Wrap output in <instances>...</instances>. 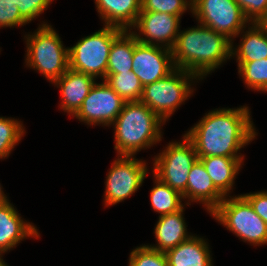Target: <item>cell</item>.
Listing matches in <instances>:
<instances>
[{
	"instance_id": "obj_3",
	"label": "cell",
	"mask_w": 267,
	"mask_h": 266,
	"mask_svg": "<svg viewBox=\"0 0 267 266\" xmlns=\"http://www.w3.org/2000/svg\"><path fill=\"white\" fill-rule=\"evenodd\" d=\"M166 123L140 101L125 102L110 125L114 129L116 156H136L162 141Z\"/></svg>"
},
{
	"instance_id": "obj_31",
	"label": "cell",
	"mask_w": 267,
	"mask_h": 266,
	"mask_svg": "<svg viewBox=\"0 0 267 266\" xmlns=\"http://www.w3.org/2000/svg\"><path fill=\"white\" fill-rule=\"evenodd\" d=\"M250 23H267V0H235Z\"/></svg>"
},
{
	"instance_id": "obj_9",
	"label": "cell",
	"mask_w": 267,
	"mask_h": 266,
	"mask_svg": "<svg viewBox=\"0 0 267 266\" xmlns=\"http://www.w3.org/2000/svg\"><path fill=\"white\" fill-rule=\"evenodd\" d=\"M117 157V158H116ZM105 179L103 204L116 205L137 193L150 172L147 160L136 156H116Z\"/></svg>"
},
{
	"instance_id": "obj_5",
	"label": "cell",
	"mask_w": 267,
	"mask_h": 266,
	"mask_svg": "<svg viewBox=\"0 0 267 266\" xmlns=\"http://www.w3.org/2000/svg\"><path fill=\"white\" fill-rule=\"evenodd\" d=\"M199 79L189 71L175 68L169 75L143 86L140 102L165 123L196 91ZM195 84V85H194Z\"/></svg>"
},
{
	"instance_id": "obj_19",
	"label": "cell",
	"mask_w": 267,
	"mask_h": 266,
	"mask_svg": "<svg viewBox=\"0 0 267 266\" xmlns=\"http://www.w3.org/2000/svg\"><path fill=\"white\" fill-rule=\"evenodd\" d=\"M208 238L192 235L165 252L168 266H214Z\"/></svg>"
},
{
	"instance_id": "obj_23",
	"label": "cell",
	"mask_w": 267,
	"mask_h": 266,
	"mask_svg": "<svg viewBox=\"0 0 267 266\" xmlns=\"http://www.w3.org/2000/svg\"><path fill=\"white\" fill-rule=\"evenodd\" d=\"M152 178L154 187L150 190V205L159 216L177 212L186 205L181 193L162 183L154 175Z\"/></svg>"
},
{
	"instance_id": "obj_11",
	"label": "cell",
	"mask_w": 267,
	"mask_h": 266,
	"mask_svg": "<svg viewBox=\"0 0 267 266\" xmlns=\"http://www.w3.org/2000/svg\"><path fill=\"white\" fill-rule=\"evenodd\" d=\"M124 99L104 80L96 81L80 109L72 117L90 126L110 127L122 111Z\"/></svg>"
},
{
	"instance_id": "obj_8",
	"label": "cell",
	"mask_w": 267,
	"mask_h": 266,
	"mask_svg": "<svg viewBox=\"0 0 267 266\" xmlns=\"http://www.w3.org/2000/svg\"><path fill=\"white\" fill-rule=\"evenodd\" d=\"M182 140H172L152 158L151 174L162 183L183 195L186 203V188L190 169L199 159L193 143L182 135Z\"/></svg>"
},
{
	"instance_id": "obj_1",
	"label": "cell",
	"mask_w": 267,
	"mask_h": 266,
	"mask_svg": "<svg viewBox=\"0 0 267 266\" xmlns=\"http://www.w3.org/2000/svg\"><path fill=\"white\" fill-rule=\"evenodd\" d=\"M249 106L215 108L185 131L198 157L245 158L242 148L254 141L258 132Z\"/></svg>"
},
{
	"instance_id": "obj_20",
	"label": "cell",
	"mask_w": 267,
	"mask_h": 266,
	"mask_svg": "<svg viewBox=\"0 0 267 266\" xmlns=\"http://www.w3.org/2000/svg\"><path fill=\"white\" fill-rule=\"evenodd\" d=\"M99 19L105 26L130 30L141 12V0H94Z\"/></svg>"
},
{
	"instance_id": "obj_21",
	"label": "cell",
	"mask_w": 267,
	"mask_h": 266,
	"mask_svg": "<svg viewBox=\"0 0 267 266\" xmlns=\"http://www.w3.org/2000/svg\"><path fill=\"white\" fill-rule=\"evenodd\" d=\"M215 187L224 195L230 196L235 189V179L244 166L245 158L221 156L198 157Z\"/></svg>"
},
{
	"instance_id": "obj_29",
	"label": "cell",
	"mask_w": 267,
	"mask_h": 266,
	"mask_svg": "<svg viewBox=\"0 0 267 266\" xmlns=\"http://www.w3.org/2000/svg\"><path fill=\"white\" fill-rule=\"evenodd\" d=\"M26 24L13 0H0V29L24 27Z\"/></svg>"
},
{
	"instance_id": "obj_15",
	"label": "cell",
	"mask_w": 267,
	"mask_h": 266,
	"mask_svg": "<svg viewBox=\"0 0 267 266\" xmlns=\"http://www.w3.org/2000/svg\"><path fill=\"white\" fill-rule=\"evenodd\" d=\"M96 80L91 75L69 68L59 79L52 83L60 91V110L67 113L69 118L73 117L80 109Z\"/></svg>"
},
{
	"instance_id": "obj_4",
	"label": "cell",
	"mask_w": 267,
	"mask_h": 266,
	"mask_svg": "<svg viewBox=\"0 0 267 266\" xmlns=\"http://www.w3.org/2000/svg\"><path fill=\"white\" fill-rule=\"evenodd\" d=\"M47 21H40L34 32H25V67L33 69L53 83L69 69V47ZM27 33V34H26Z\"/></svg>"
},
{
	"instance_id": "obj_13",
	"label": "cell",
	"mask_w": 267,
	"mask_h": 266,
	"mask_svg": "<svg viewBox=\"0 0 267 266\" xmlns=\"http://www.w3.org/2000/svg\"><path fill=\"white\" fill-rule=\"evenodd\" d=\"M132 66L143 86L166 77L175 69L172 50L140 42L135 45Z\"/></svg>"
},
{
	"instance_id": "obj_2",
	"label": "cell",
	"mask_w": 267,
	"mask_h": 266,
	"mask_svg": "<svg viewBox=\"0 0 267 266\" xmlns=\"http://www.w3.org/2000/svg\"><path fill=\"white\" fill-rule=\"evenodd\" d=\"M172 56L175 68L189 71L201 82L231 59V40L199 23L180 27Z\"/></svg>"
},
{
	"instance_id": "obj_25",
	"label": "cell",
	"mask_w": 267,
	"mask_h": 266,
	"mask_svg": "<svg viewBox=\"0 0 267 266\" xmlns=\"http://www.w3.org/2000/svg\"><path fill=\"white\" fill-rule=\"evenodd\" d=\"M236 63L239 78L248 90L267 93V58Z\"/></svg>"
},
{
	"instance_id": "obj_27",
	"label": "cell",
	"mask_w": 267,
	"mask_h": 266,
	"mask_svg": "<svg viewBox=\"0 0 267 266\" xmlns=\"http://www.w3.org/2000/svg\"><path fill=\"white\" fill-rule=\"evenodd\" d=\"M192 0H141V12H159L180 16L192 14Z\"/></svg>"
},
{
	"instance_id": "obj_24",
	"label": "cell",
	"mask_w": 267,
	"mask_h": 266,
	"mask_svg": "<svg viewBox=\"0 0 267 266\" xmlns=\"http://www.w3.org/2000/svg\"><path fill=\"white\" fill-rule=\"evenodd\" d=\"M23 121L0 116V160L7 159L26 134Z\"/></svg>"
},
{
	"instance_id": "obj_30",
	"label": "cell",
	"mask_w": 267,
	"mask_h": 266,
	"mask_svg": "<svg viewBox=\"0 0 267 266\" xmlns=\"http://www.w3.org/2000/svg\"><path fill=\"white\" fill-rule=\"evenodd\" d=\"M54 0H13L21 17L30 24L48 9Z\"/></svg>"
},
{
	"instance_id": "obj_34",
	"label": "cell",
	"mask_w": 267,
	"mask_h": 266,
	"mask_svg": "<svg viewBox=\"0 0 267 266\" xmlns=\"http://www.w3.org/2000/svg\"><path fill=\"white\" fill-rule=\"evenodd\" d=\"M0 266H9L5 260L3 259L1 262H0Z\"/></svg>"
},
{
	"instance_id": "obj_14",
	"label": "cell",
	"mask_w": 267,
	"mask_h": 266,
	"mask_svg": "<svg viewBox=\"0 0 267 266\" xmlns=\"http://www.w3.org/2000/svg\"><path fill=\"white\" fill-rule=\"evenodd\" d=\"M11 201L0 205V252L5 255L26 239H39L40 231L27 221Z\"/></svg>"
},
{
	"instance_id": "obj_16",
	"label": "cell",
	"mask_w": 267,
	"mask_h": 266,
	"mask_svg": "<svg viewBox=\"0 0 267 266\" xmlns=\"http://www.w3.org/2000/svg\"><path fill=\"white\" fill-rule=\"evenodd\" d=\"M224 199L225 196L215 187L203 163L198 159L189 172L186 204L191 205L193 202L202 204L210 214Z\"/></svg>"
},
{
	"instance_id": "obj_22",
	"label": "cell",
	"mask_w": 267,
	"mask_h": 266,
	"mask_svg": "<svg viewBox=\"0 0 267 266\" xmlns=\"http://www.w3.org/2000/svg\"><path fill=\"white\" fill-rule=\"evenodd\" d=\"M136 37L129 31L124 30L112 43L109 52L107 74L131 72Z\"/></svg>"
},
{
	"instance_id": "obj_10",
	"label": "cell",
	"mask_w": 267,
	"mask_h": 266,
	"mask_svg": "<svg viewBox=\"0 0 267 266\" xmlns=\"http://www.w3.org/2000/svg\"><path fill=\"white\" fill-rule=\"evenodd\" d=\"M192 3V16L197 23L231 41L250 24L235 0H192Z\"/></svg>"
},
{
	"instance_id": "obj_6",
	"label": "cell",
	"mask_w": 267,
	"mask_h": 266,
	"mask_svg": "<svg viewBox=\"0 0 267 266\" xmlns=\"http://www.w3.org/2000/svg\"><path fill=\"white\" fill-rule=\"evenodd\" d=\"M209 215L244 243L255 247L267 245V224L242 194L225 196Z\"/></svg>"
},
{
	"instance_id": "obj_7",
	"label": "cell",
	"mask_w": 267,
	"mask_h": 266,
	"mask_svg": "<svg viewBox=\"0 0 267 266\" xmlns=\"http://www.w3.org/2000/svg\"><path fill=\"white\" fill-rule=\"evenodd\" d=\"M124 30L103 25L100 30L78 40L69 47V68L104 80L113 41Z\"/></svg>"
},
{
	"instance_id": "obj_32",
	"label": "cell",
	"mask_w": 267,
	"mask_h": 266,
	"mask_svg": "<svg viewBox=\"0 0 267 266\" xmlns=\"http://www.w3.org/2000/svg\"><path fill=\"white\" fill-rule=\"evenodd\" d=\"M242 195L249 201L254 212L267 224V191L264 189Z\"/></svg>"
},
{
	"instance_id": "obj_33",
	"label": "cell",
	"mask_w": 267,
	"mask_h": 266,
	"mask_svg": "<svg viewBox=\"0 0 267 266\" xmlns=\"http://www.w3.org/2000/svg\"><path fill=\"white\" fill-rule=\"evenodd\" d=\"M9 197L8 195L5 194L4 190H3V186L0 183V205L9 202Z\"/></svg>"
},
{
	"instance_id": "obj_35",
	"label": "cell",
	"mask_w": 267,
	"mask_h": 266,
	"mask_svg": "<svg viewBox=\"0 0 267 266\" xmlns=\"http://www.w3.org/2000/svg\"><path fill=\"white\" fill-rule=\"evenodd\" d=\"M4 259V255L0 252V262Z\"/></svg>"
},
{
	"instance_id": "obj_17",
	"label": "cell",
	"mask_w": 267,
	"mask_h": 266,
	"mask_svg": "<svg viewBox=\"0 0 267 266\" xmlns=\"http://www.w3.org/2000/svg\"><path fill=\"white\" fill-rule=\"evenodd\" d=\"M187 206L191 205L186 204L177 212L158 216L153 230L156 239L155 244L146 245L154 250L165 253L194 235L188 232V226L184 217V211Z\"/></svg>"
},
{
	"instance_id": "obj_28",
	"label": "cell",
	"mask_w": 267,
	"mask_h": 266,
	"mask_svg": "<svg viewBox=\"0 0 267 266\" xmlns=\"http://www.w3.org/2000/svg\"><path fill=\"white\" fill-rule=\"evenodd\" d=\"M128 260V266H168L165 253L154 250L146 244L132 249Z\"/></svg>"
},
{
	"instance_id": "obj_12",
	"label": "cell",
	"mask_w": 267,
	"mask_h": 266,
	"mask_svg": "<svg viewBox=\"0 0 267 266\" xmlns=\"http://www.w3.org/2000/svg\"><path fill=\"white\" fill-rule=\"evenodd\" d=\"M181 19L180 16L168 13L140 12L136 23L129 31L140 43L172 50L180 31Z\"/></svg>"
},
{
	"instance_id": "obj_26",
	"label": "cell",
	"mask_w": 267,
	"mask_h": 266,
	"mask_svg": "<svg viewBox=\"0 0 267 266\" xmlns=\"http://www.w3.org/2000/svg\"><path fill=\"white\" fill-rule=\"evenodd\" d=\"M104 81L120 95L125 102L139 101L141 98L143 85L134 71L106 74Z\"/></svg>"
},
{
	"instance_id": "obj_18",
	"label": "cell",
	"mask_w": 267,
	"mask_h": 266,
	"mask_svg": "<svg viewBox=\"0 0 267 266\" xmlns=\"http://www.w3.org/2000/svg\"><path fill=\"white\" fill-rule=\"evenodd\" d=\"M238 37V45L231 41V59L251 62L267 58V23H250Z\"/></svg>"
}]
</instances>
